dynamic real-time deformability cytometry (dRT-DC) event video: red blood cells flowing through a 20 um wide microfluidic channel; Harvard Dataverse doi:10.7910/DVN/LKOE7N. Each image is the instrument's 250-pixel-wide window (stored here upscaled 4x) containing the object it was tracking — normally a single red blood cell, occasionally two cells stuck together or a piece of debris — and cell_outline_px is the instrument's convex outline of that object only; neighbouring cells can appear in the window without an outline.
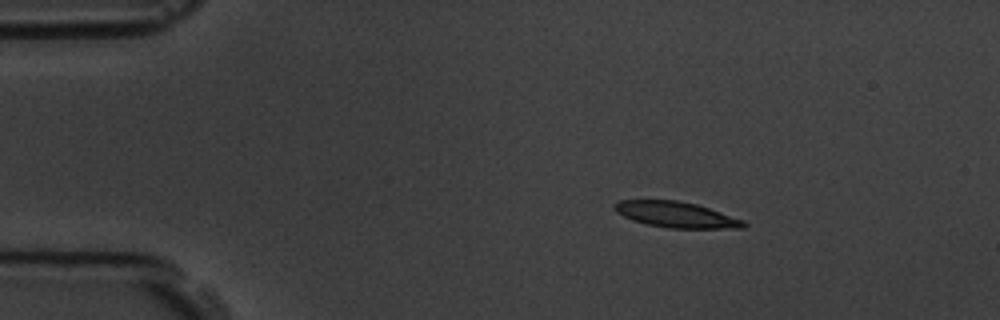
{"species": "common noctule bat (a hibernating species)", "species_latin": "Nyctalus noctula", "temperature_condition": "room temperature", "stored_images_in_passage": 3, "camera_frame_rate_fps": 3000, "um_per_image_px": 0.085, "animal": {"sex": "male", "body_mass_g": 19.5, "forearm_length_mm": 54.6}, "frame": {"image": 1, "passage_image": 1, "time_ms": 0.0, "image_size_px": [1000, 320], "cell_outline_px": [[748, 224], [744, 228], [668, 228], [648, 224], [632, 220], [616, 212], [612, 208], [612, 204], [620, 200], [676, 200], [696, 204], [744, 220]], "centroid_in_image_um": [57.45, 18.24], "position_along_channel_um": 27.6, "area_um2": 19.36}}